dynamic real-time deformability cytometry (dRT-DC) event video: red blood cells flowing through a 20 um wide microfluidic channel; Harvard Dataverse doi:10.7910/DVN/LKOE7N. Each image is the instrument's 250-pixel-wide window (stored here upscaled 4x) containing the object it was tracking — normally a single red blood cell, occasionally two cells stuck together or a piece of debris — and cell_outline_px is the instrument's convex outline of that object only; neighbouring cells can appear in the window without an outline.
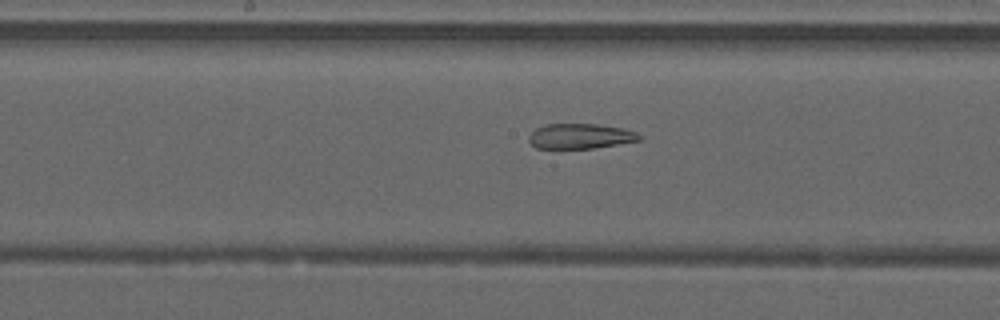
{"species": "common noctule bat (a hibernating species)", "species_latin": "Nyctalus noctula", "temperature_condition": "warm", "stored_images_in_passage": 36, "segment_of_instrument_passage": [2, 2], "camera_frame_rate_fps": 3000, "um_per_image_px": 0.085, "animal": {"sex": "male", "forearm_length_mm": 52.5}, "frame": {"image": 1, "passage_image": 21, "time_ms": 6.667, "image_size_px": [1000, 320], "cell_outline_px": [[644, 136], [640, 140], [592, 148], [536, 148], [528, 140], [528, 136], [536, 128], [548, 124], [596, 124], [624, 128], [636, 132]], "centroid_in_image_um": [49.34, 11.57], "position_along_channel_um": 198.9, "area_um2": 16.07}}
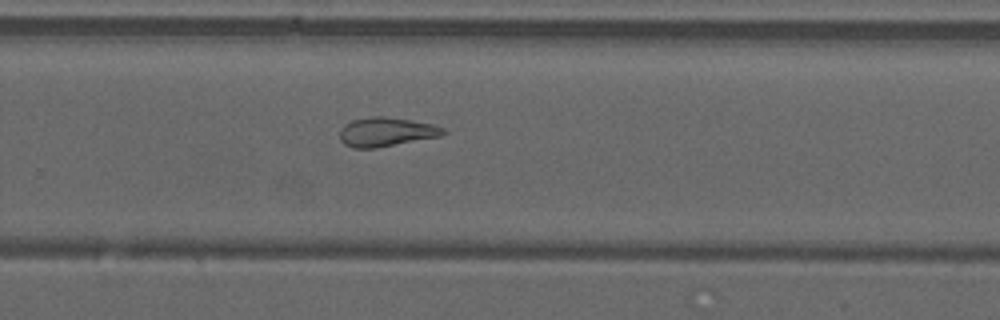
{"frame": {"image": 2, "passage_image": 28, "time_ms": 9.0, "image_size_px": [1000, 320], "cell_outline_px": [[448, 132], [440, 136], [376, 148], [352, 148], [344, 144], [340, 140], [340, 132], [344, 124], [352, 120], [372, 116], [384, 116], [432, 124], [444, 128]], "centroid_in_image_um": [32.81, 11.22], "position_along_channel_um": 297.0, "area_um2": 17.46}}
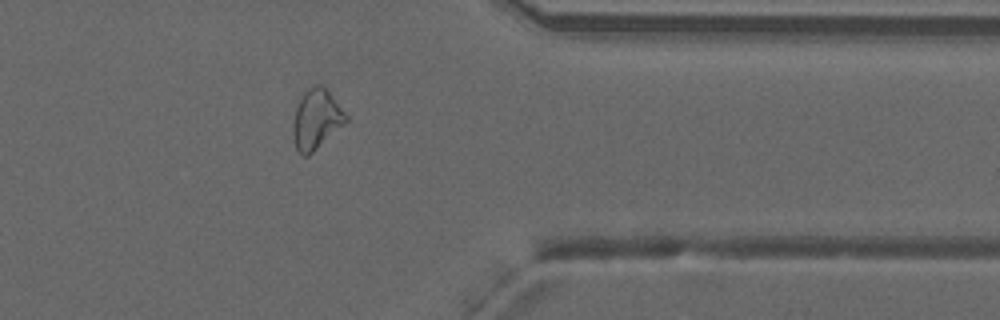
{"frame": {"image": 3, "passage_image": 35, "time_ms": 11.333, "image_size_px": [1000, 320], "cell_outline_px": [[348, 120], [344, 124], [308, 156], [304, 156], [296, 148], [292, 136], [292, 124], [296, 104], [304, 92], [312, 84], [320, 84], [328, 92], [348, 116]], "centroid_in_image_um": [26.84, 10.13], "position_along_channel_um": 384.6, "area_um2": 18.32}}